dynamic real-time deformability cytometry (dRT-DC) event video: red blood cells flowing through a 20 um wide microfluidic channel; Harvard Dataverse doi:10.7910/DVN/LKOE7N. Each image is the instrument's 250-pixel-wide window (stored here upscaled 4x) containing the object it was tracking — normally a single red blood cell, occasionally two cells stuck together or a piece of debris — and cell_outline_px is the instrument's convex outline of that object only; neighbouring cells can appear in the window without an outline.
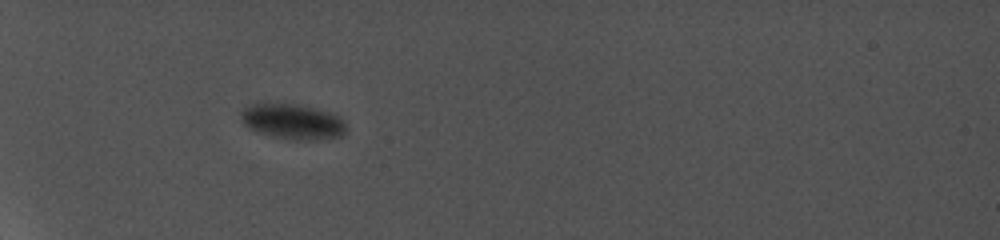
{"species": "common noctule bat (a hibernating species)", "species_latin": "Nyctalus noctula", "temperature_condition": "cold", "stored_images_in_passage": 11, "camera_frame_rate_fps": 5000, "um_per_image_px": 0.085, "animal": {"sex": "female", "body_mass_g": 19.0, "forearm_length_mm": 56.7}, "frame": {"image": 1, "passage_image": 2, "time_ms": 1.0, "image_size_px": [1000, 240], "cell_outline_px": [[344, 128], [340, 132], [332, 136], [300, 140], [280, 136], [264, 132], [252, 128], [244, 120], [244, 112], [248, 108], [264, 104], [284, 104], [308, 108], [324, 112], [340, 120]], "centroid_in_image_um": [24.85, 10.33], "position_along_channel_um": 60.1, "area_um2": 18.73}}
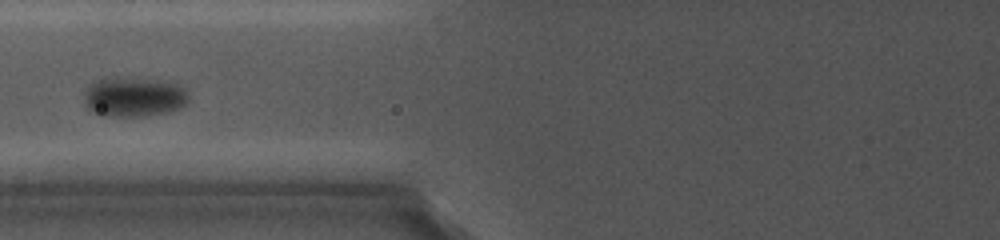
{"frame": {"image": 2, "passage_image": 5, "time_ms": 3.4, "image_size_px": [1000, 240], "cell_outline_px": [[188, 100], [184, 104], [168, 112], [144, 116], [104, 116], [88, 108], [88, 92], [100, 80], [140, 80], [168, 84], [180, 88], [188, 96]], "centroid_in_image_um": [11.42, 8.33], "position_along_channel_um": 114.4, "area_um2": 21.73}}